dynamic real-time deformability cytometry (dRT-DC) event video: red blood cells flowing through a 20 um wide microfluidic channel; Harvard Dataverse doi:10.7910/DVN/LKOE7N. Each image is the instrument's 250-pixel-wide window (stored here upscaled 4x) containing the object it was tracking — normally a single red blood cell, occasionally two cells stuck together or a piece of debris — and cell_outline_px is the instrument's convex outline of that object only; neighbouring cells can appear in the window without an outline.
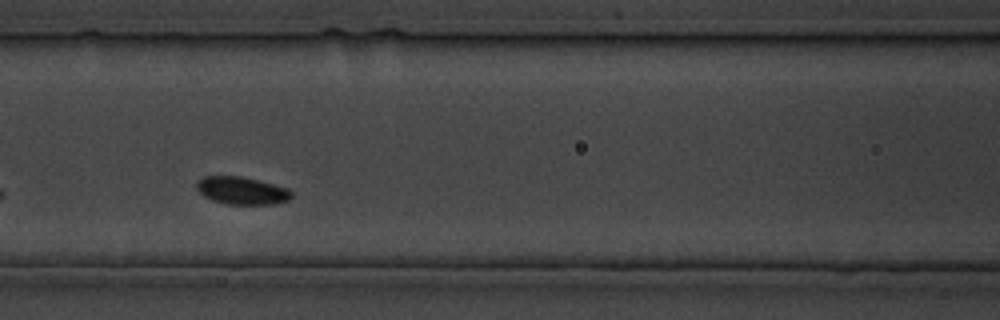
{"species": "common noctule bat (a hibernating species)", "species_latin": "Nyctalus noctula", "temperature_condition": "cold", "stored_images_in_passage": 21, "camera_frame_rate_fps": 3000, "um_per_image_px": 0.085, "animal": {"sex": "male", "body_mass_g": 19.5, "forearm_length_mm": 54.6}, "frame": {"image": 1, "passage_image": 7, "time_ms": 8.333, "image_size_px": [1000, 320], "cell_outline_px": [[292, 196], [288, 200], [276, 204], [224, 204], [212, 200], [204, 196], [196, 188], [196, 180], [204, 176], [240, 176], [288, 188], [292, 192]], "centroid_in_image_um": [20.53, 16.2], "position_along_channel_um": 146.1, "area_um2": 15.26}}